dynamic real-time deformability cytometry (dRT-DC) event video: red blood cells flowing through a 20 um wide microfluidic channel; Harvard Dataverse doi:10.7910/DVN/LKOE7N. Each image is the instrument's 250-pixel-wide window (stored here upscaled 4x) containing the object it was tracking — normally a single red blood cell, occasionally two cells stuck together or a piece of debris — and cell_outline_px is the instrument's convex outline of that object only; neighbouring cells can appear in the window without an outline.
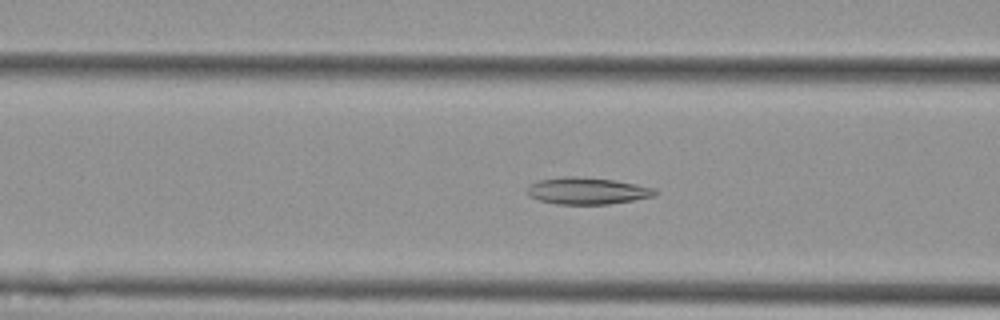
{"species": "Egyptian fruit bat (a non-hibernating species)", "species_latin": "Rousettus aegyptiacus", "temperature_condition": "cold", "stored_images_in_passage": 29, "camera_frame_rate_fps": 3000, "um_per_image_px": 0.085, "animal": {"sex": "female"}, "frame": {"image": 1, "passage_image": 13, "time_ms": 4.0, "image_size_px": [1000, 320], "cell_outline_px": [[656, 196], [608, 204], [556, 204], [540, 200], [528, 196], [528, 184], [540, 180], [564, 176], [576, 176], [612, 180], [636, 184], [652, 188], [656, 192]], "centroid_in_image_um": [49.87, 16.22], "position_along_channel_um": 116.7, "area_um2": 19.77}}
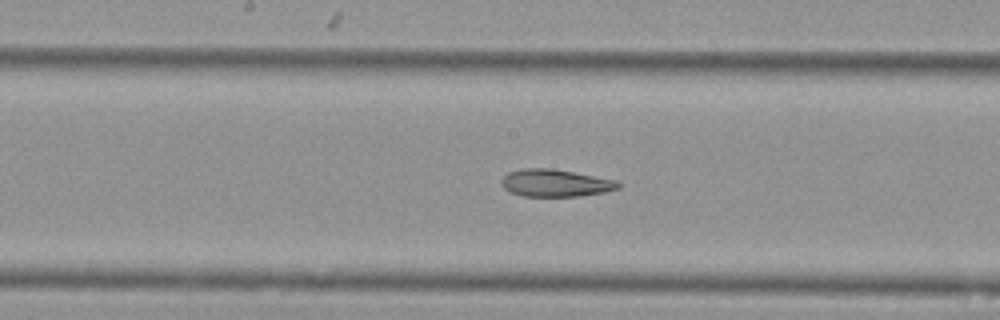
{"frame": {"image": 2, "passage_image": 20, "time_ms": 6.333, "image_size_px": [1000, 320], "cell_outline_px": [[620, 188], [604, 192], [580, 196], [524, 196], [512, 192], [504, 188], [500, 184], [500, 180], [508, 172], [520, 168], [552, 168], [616, 180], [620, 184]], "centroid_in_image_um": [47.18, 15.55], "position_along_channel_um": 201.0, "area_um2": 18.61}}
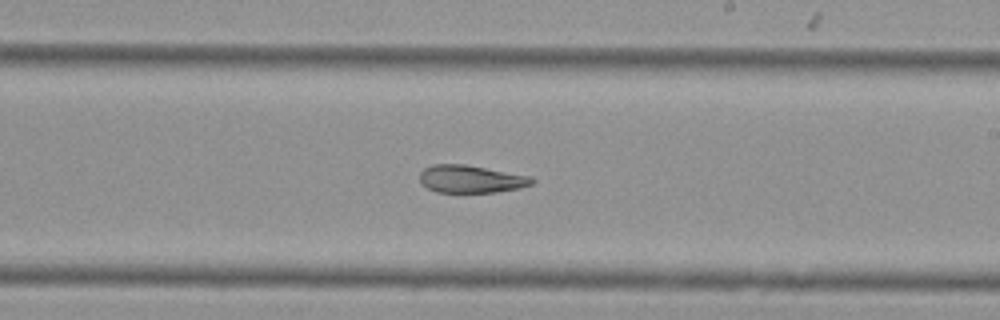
{"frame": {"image": 3, "passage_image": 24, "time_ms": 7.667, "image_size_px": [1000, 320], "cell_outline_px": [[536, 180], [532, 184], [520, 188], [496, 192], [436, 192], [420, 184], [420, 172], [424, 168], [432, 164], [464, 164], [532, 176]], "centroid_in_image_um": [40.03, 15.21], "position_along_channel_um": 249.0, "area_um2": 18.21}}